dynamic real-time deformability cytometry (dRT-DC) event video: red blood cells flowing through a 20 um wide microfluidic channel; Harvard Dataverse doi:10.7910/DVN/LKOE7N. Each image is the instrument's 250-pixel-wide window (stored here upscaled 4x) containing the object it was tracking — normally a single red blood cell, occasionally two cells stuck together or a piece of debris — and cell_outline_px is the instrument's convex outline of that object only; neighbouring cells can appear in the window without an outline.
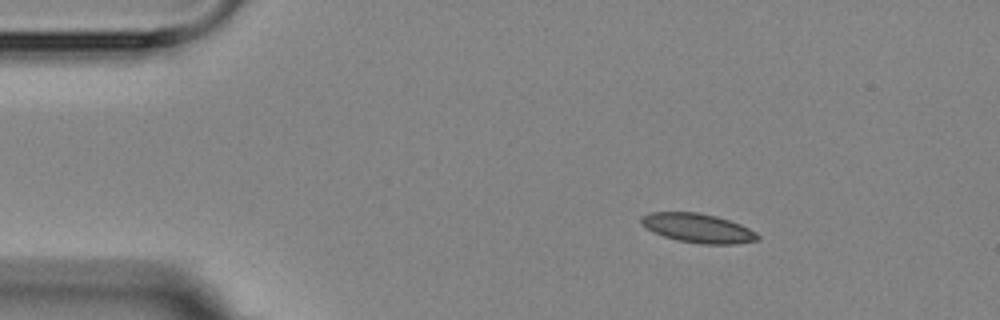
{"species": "Egyptian fruit bat (a non-hibernating species)", "species_latin": "Rousettus aegyptiacus", "temperature_condition": "room temperature", "stored_images_in_passage": 5, "segment_of_instrument_passage": [1, 2], "camera_frame_rate_fps": 3000, "um_per_image_px": 0.085, "animal": {"sex": "female"}, "frame": {"image": 1, "passage_image": 2, "time_ms": 1.0, "image_size_px": [1000, 320], "cell_outline_px": [[760, 240], [736, 244], [700, 244], [676, 240], [652, 232], [640, 224], [640, 216], [652, 212], [696, 212], [716, 216], [740, 224], [756, 232], [760, 236]], "centroid_in_image_um": [59.31, 19.39], "position_along_channel_um": 25.7, "area_um2": 19.94}}